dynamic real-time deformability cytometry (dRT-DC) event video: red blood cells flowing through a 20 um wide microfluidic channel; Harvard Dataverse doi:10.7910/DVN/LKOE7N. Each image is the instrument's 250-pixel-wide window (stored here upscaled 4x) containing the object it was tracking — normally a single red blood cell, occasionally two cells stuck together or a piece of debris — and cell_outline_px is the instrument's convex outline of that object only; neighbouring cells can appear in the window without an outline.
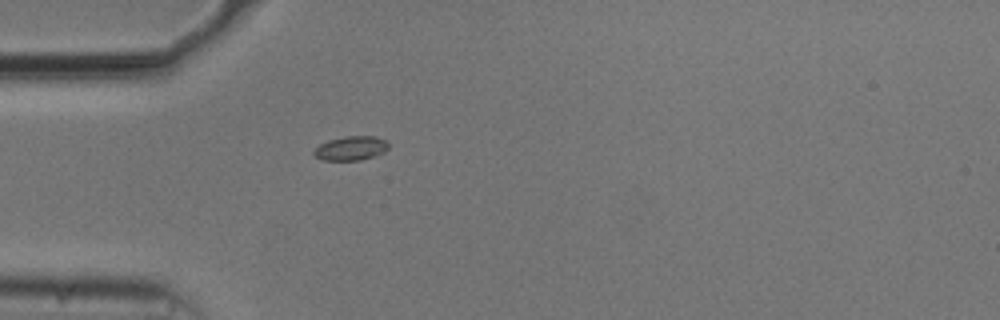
{"species": "common noctule bat (a hibernating species)", "species_latin": "Nyctalus noctula", "temperature_condition": "cold", "stored_images_in_passage": 37, "camera_frame_rate_fps": 3000, "um_per_image_px": 0.085, "animal": {"sex": "male", "body_mass_g": 20.5, "forearm_length_mm": 52.5}, "frame": {"image": 1, "passage_image": 2, "time_ms": 0.333, "image_size_px": [1000, 320], "cell_outline_px": [[388, 148], [384, 152], [360, 160], [324, 160], [316, 156], [312, 152], [320, 144], [328, 140], [344, 136], [376, 136], [388, 140]], "centroid_in_image_um": [29.85, 12.58], "position_along_channel_um": 55.1, "area_um2": 10.46}}
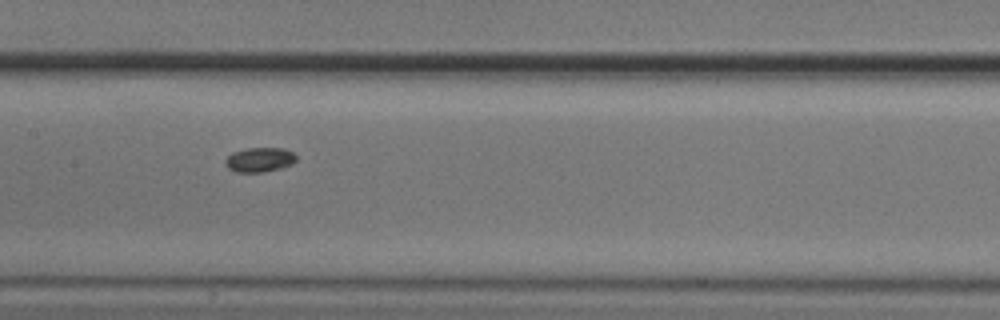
{"frame": {"image": 2, "passage_image": 13, "time_ms": 4.0, "image_size_px": [1000, 320], "cell_outline_px": [[296, 160], [292, 164], [284, 168], [264, 172], [236, 172], [228, 168], [224, 164], [224, 160], [232, 152], [248, 148], [284, 148], [292, 152], [296, 156]], "centroid_in_image_um": [22.06, 13.58], "position_along_channel_um": 185.3, "area_um2": 10.29}}
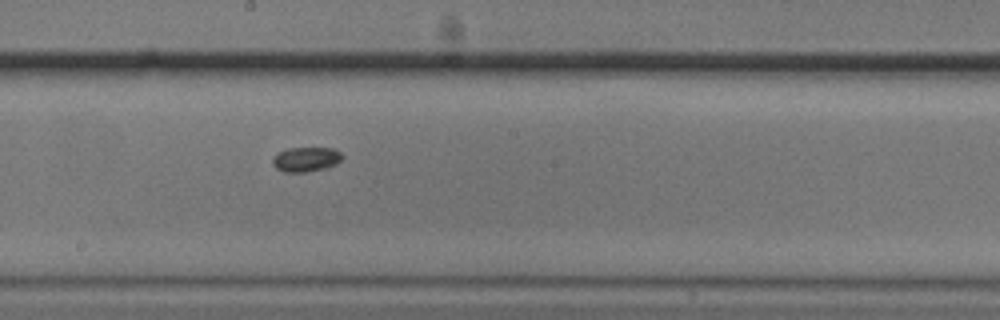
{"frame": {"image": 3, "passage_image": 16, "time_ms": 5.0, "image_size_px": [1000, 320], "cell_outline_px": [[344, 156], [336, 164], [328, 168], [304, 172], [284, 172], [276, 168], [272, 164], [272, 156], [276, 152], [288, 148], [332, 148], [340, 152]], "centroid_in_image_um": [25.98, 13.54], "position_along_channel_um": 222.2, "area_um2": 10.17}, "authors_computed_cell_mechanics": {"area_um2": 10.1728, "velocity_mm_per_s": 3.6965, "shape_relaxation_time_tau1_ms": 1.4996, "shape_relaxation_time_tau2_ms": null, "deformation_change_tau1": 0.0652, "deformation_change_tau2": null}}